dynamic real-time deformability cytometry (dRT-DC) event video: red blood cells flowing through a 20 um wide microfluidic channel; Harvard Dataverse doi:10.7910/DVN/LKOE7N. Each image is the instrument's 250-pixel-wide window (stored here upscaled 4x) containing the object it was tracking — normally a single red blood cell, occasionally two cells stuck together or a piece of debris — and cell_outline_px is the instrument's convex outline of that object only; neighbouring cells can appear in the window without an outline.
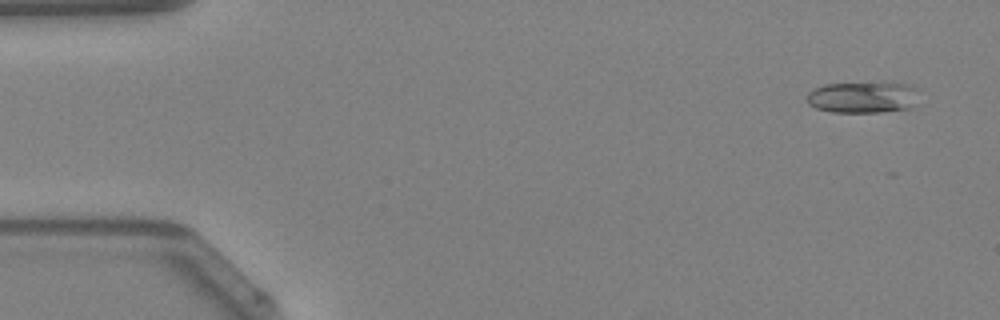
{"species": "Egyptian fruit bat (a non-hibernating species)", "species_latin": "Rousettus aegyptiacus", "temperature_condition": "warm", "stored_images_in_passage": 41, "camera_frame_rate_fps": 3000, "um_per_image_px": 0.085, "animal": {"sex": "female"}, "frame": {"image": 1, "passage_image": 3, "time_ms": 0.667, "image_size_px": [1000, 320], "cell_outline_px": [[924, 88], [912, 108], [884, 112], [832, 112], [816, 108], [808, 104], [804, 100], [808, 92], [824, 84], [880, 80], [884, 80], [912, 84]], "centroid_in_image_um": [73.47, 8.21], "position_along_channel_um": 11.5, "area_um2": 22.14}}
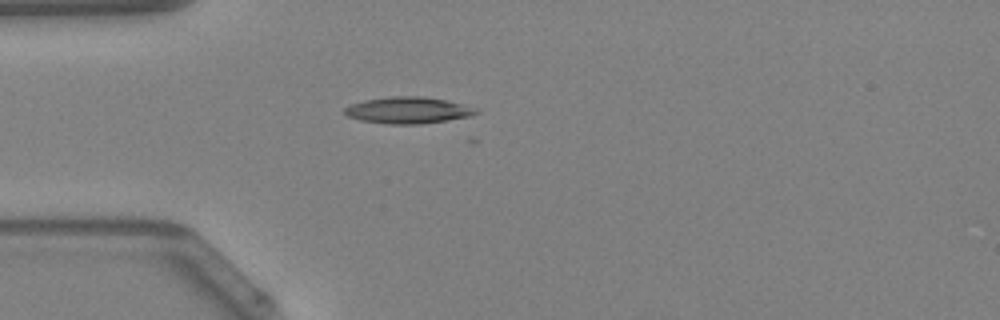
{"frame": {"image": 2, "passage_image": 14, "time_ms": 4.333, "image_size_px": [1000, 320], "cell_outline_px": [[480, 112], [472, 116], [448, 120], [420, 124], [388, 124], [360, 120], [348, 116], [344, 112], [344, 108], [352, 104], [364, 100], [392, 96], [420, 96], [448, 100], [476, 108]], "centroid_in_image_um": [34.71, 9.37], "position_along_channel_um": 50.3, "area_um2": 20.35}}
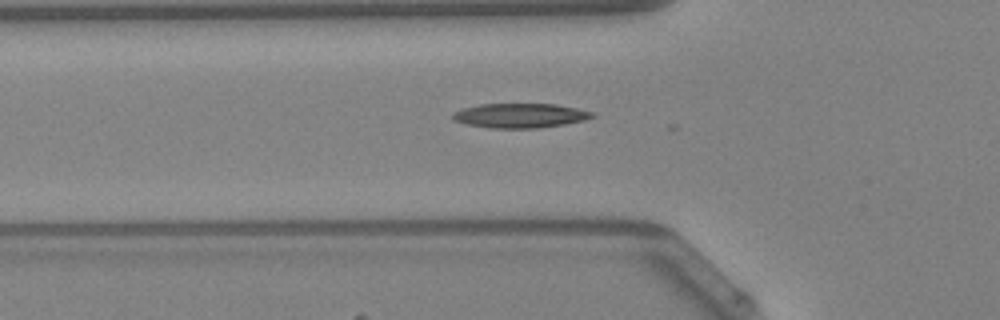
{"frame": {"image": 3, "passage_image": 17, "time_ms": 5.333, "image_size_px": [1000, 320], "cell_outline_px": [[596, 116], [584, 120], [564, 124], [536, 128], [492, 128], [468, 124], [452, 120], [452, 112], [464, 108], [480, 104], [556, 104], [576, 108], [592, 112]], "centroid_in_image_um": [44.19, 9.82], "position_along_channel_um": 81.6, "area_um2": 19.77}, "authors_computed_cell_mechanics": {"area_um2": 19.363, "velocity_mm_per_s": 4.272, "shape_relaxation_time_tau1_ms": 6.9986, "shape_relaxation_time_tau2_ms": 3.873, "deformation_change_tau1": 0.1885, "deformation_change_tau2": 0.1513}}